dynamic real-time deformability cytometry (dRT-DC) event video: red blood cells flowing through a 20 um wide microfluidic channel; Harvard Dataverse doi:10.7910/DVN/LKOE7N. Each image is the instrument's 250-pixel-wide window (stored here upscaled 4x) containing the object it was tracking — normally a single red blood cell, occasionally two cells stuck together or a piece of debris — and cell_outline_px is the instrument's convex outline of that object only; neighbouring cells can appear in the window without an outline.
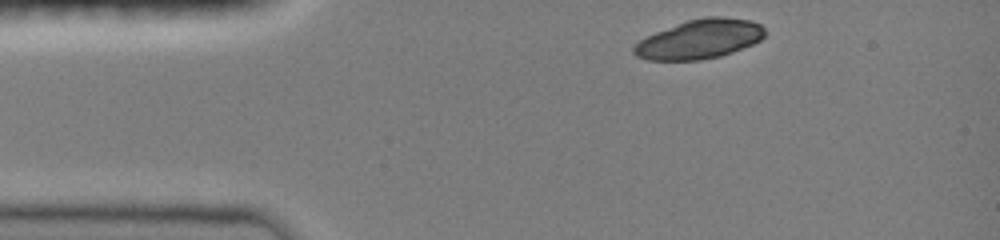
{"species": "common noctule bat (a hibernating species)", "species_latin": "Nyctalus noctula", "temperature_condition": "room temperature", "stored_images_in_passage": 4, "camera_frame_rate_fps": 3000, "um_per_image_px": 0.085, "animal": {"sex": "female", "body_mass_g": 19.0, "forearm_length_mm": 51.5}, "frame": {"image": 1, "passage_image": 1, "time_ms": 0.0, "image_size_px": [1000, 240], "cell_outline_px": [[764, 36], [760, 40], [752, 44], [732, 52], [720, 56], [700, 60], [648, 60], [636, 56], [632, 52], [632, 48], [640, 40], [656, 32], [688, 20], [704, 16], [724, 16], [752, 20], [760, 24], [764, 28]], "centroid_in_image_um": [59.48, 3.32], "position_along_channel_um": 25.5, "area_um2": 29.88}}